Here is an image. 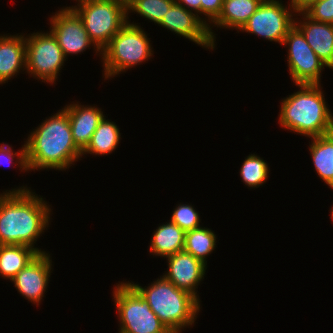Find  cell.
<instances>
[{
    "instance_id": "cell-3",
    "label": "cell",
    "mask_w": 333,
    "mask_h": 333,
    "mask_svg": "<svg viewBox=\"0 0 333 333\" xmlns=\"http://www.w3.org/2000/svg\"><path fill=\"white\" fill-rule=\"evenodd\" d=\"M297 92L282 99L279 124L286 130L315 138L333 132V116L321 84H300Z\"/></svg>"
},
{
    "instance_id": "cell-21",
    "label": "cell",
    "mask_w": 333,
    "mask_h": 333,
    "mask_svg": "<svg viewBox=\"0 0 333 333\" xmlns=\"http://www.w3.org/2000/svg\"><path fill=\"white\" fill-rule=\"evenodd\" d=\"M39 253L25 245H0V276L10 281Z\"/></svg>"
},
{
    "instance_id": "cell-6",
    "label": "cell",
    "mask_w": 333,
    "mask_h": 333,
    "mask_svg": "<svg viewBox=\"0 0 333 333\" xmlns=\"http://www.w3.org/2000/svg\"><path fill=\"white\" fill-rule=\"evenodd\" d=\"M71 8L82 19L95 46L102 49L128 22L126 0H76Z\"/></svg>"
},
{
    "instance_id": "cell-5",
    "label": "cell",
    "mask_w": 333,
    "mask_h": 333,
    "mask_svg": "<svg viewBox=\"0 0 333 333\" xmlns=\"http://www.w3.org/2000/svg\"><path fill=\"white\" fill-rule=\"evenodd\" d=\"M147 35L139 25L128 20L112 37L101 51L105 80L151 58L154 53Z\"/></svg>"
},
{
    "instance_id": "cell-20",
    "label": "cell",
    "mask_w": 333,
    "mask_h": 333,
    "mask_svg": "<svg viewBox=\"0 0 333 333\" xmlns=\"http://www.w3.org/2000/svg\"><path fill=\"white\" fill-rule=\"evenodd\" d=\"M311 140L309 151L315 171L333 189V132Z\"/></svg>"
},
{
    "instance_id": "cell-4",
    "label": "cell",
    "mask_w": 333,
    "mask_h": 333,
    "mask_svg": "<svg viewBox=\"0 0 333 333\" xmlns=\"http://www.w3.org/2000/svg\"><path fill=\"white\" fill-rule=\"evenodd\" d=\"M128 283L171 333H181L184 327L194 325L200 311V301L189 292L177 288L163 276L146 288L134 282Z\"/></svg>"
},
{
    "instance_id": "cell-14",
    "label": "cell",
    "mask_w": 333,
    "mask_h": 333,
    "mask_svg": "<svg viewBox=\"0 0 333 333\" xmlns=\"http://www.w3.org/2000/svg\"><path fill=\"white\" fill-rule=\"evenodd\" d=\"M166 259L168 270L163 277L200 301L196 289L200 281L202 282L204 279L207 265L184 250L168 256Z\"/></svg>"
},
{
    "instance_id": "cell-30",
    "label": "cell",
    "mask_w": 333,
    "mask_h": 333,
    "mask_svg": "<svg viewBox=\"0 0 333 333\" xmlns=\"http://www.w3.org/2000/svg\"><path fill=\"white\" fill-rule=\"evenodd\" d=\"M175 2L182 5L187 10L191 9L190 11H194L196 15H201V0H175Z\"/></svg>"
},
{
    "instance_id": "cell-17",
    "label": "cell",
    "mask_w": 333,
    "mask_h": 333,
    "mask_svg": "<svg viewBox=\"0 0 333 333\" xmlns=\"http://www.w3.org/2000/svg\"><path fill=\"white\" fill-rule=\"evenodd\" d=\"M26 40L22 35L0 36V84L26 71Z\"/></svg>"
},
{
    "instance_id": "cell-18",
    "label": "cell",
    "mask_w": 333,
    "mask_h": 333,
    "mask_svg": "<svg viewBox=\"0 0 333 333\" xmlns=\"http://www.w3.org/2000/svg\"><path fill=\"white\" fill-rule=\"evenodd\" d=\"M263 0H224L219 16L208 26L209 34L215 43V34L212 32L211 25L217 28L236 29L237 31L248 21L250 16L255 13Z\"/></svg>"
},
{
    "instance_id": "cell-8",
    "label": "cell",
    "mask_w": 333,
    "mask_h": 333,
    "mask_svg": "<svg viewBox=\"0 0 333 333\" xmlns=\"http://www.w3.org/2000/svg\"><path fill=\"white\" fill-rule=\"evenodd\" d=\"M26 72L33 78L55 83L66 57L51 31L25 35Z\"/></svg>"
},
{
    "instance_id": "cell-27",
    "label": "cell",
    "mask_w": 333,
    "mask_h": 333,
    "mask_svg": "<svg viewBox=\"0 0 333 333\" xmlns=\"http://www.w3.org/2000/svg\"><path fill=\"white\" fill-rule=\"evenodd\" d=\"M303 12L312 20L333 24V0H316Z\"/></svg>"
},
{
    "instance_id": "cell-12",
    "label": "cell",
    "mask_w": 333,
    "mask_h": 333,
    "mask_svg": "<svg viewBox=\"0 0 333 333\" xmlns=\"http://www.w3.org/2000/svg\"><path fill=\"white\" fill-rule=\"evenodd\" d=\"M158 25L204 48L215 49L216 44L210 37L205 20L176 2L170 7Z\"/></svg>"
},
{
    "instance_id": "cell-26",
    "label": "cell",
    "mask_w": 333,
    "mask_h": 333,
    "mask_svg": "<svg viewBox=\"0 0 333 333\" xmlns=\"http://www.w3.org/2000/svg\"><path fill=\"white\" fill-rule=\"evenodd\" d=\"M198 212L190 204H178L172 213L170 221L177 224L185 233L200 227Z\"/></svg>"
},
{
    "instance_id": "cell-15",
    "label": "cell",
    "mask_w": 333,
    "mask_h": 333,
    "mask_svg": "<svg viewBox=\"0 0 333 333\" xmlns=\"http://www.w3.org/2000/svg\"><path fill=\"white\" fill-rule=\"evenodd\" d=\"M297 13L302 16V20L295 18L294 25L302 32L316 55L333 69V24L312 20L303 11Z\"/></svg>"
},
{
    "instance_id": "cell-28",
    "label": "cell",
    "mask_w": 333,
    "mask_h": 333,
    "mask_svg": "<svg viewBox=\"0 0 333 333\" xmlns=\"http://www.w3.org/2000/svg\"><path fill=\"white\" fill-rule=\"evenodd\" d=\"M7 143L0 144V165L12 164L14 159H16L13 163H16L21 171H29L28 163H27V153H26V143L22 145L20 151L13 152L11 149L12 146L6 145ZM16 157V158H15ZM18 162V163H17Z\"/></svg>"
},
{
    "instance_id": "cell-24",
    "label": "cell",
    "mask_w": 333,
    "mask_h": 333,
    "mask_svg": "<svg viewBox=\"0 0 333 333\" xmlns=\"http://www.w3.org/2000/svg\"><path fill=\"white\" fill-rule=\"evenodd\" d=\"M270 169L264 159L249 154L240 168L243 183L250 188H258L266 183Z\"/></svg>"
},
{
    "instance_id": "cell-25",
    "label": "cell",
    "mask_w": 333,
    "mask_h": 333,
    "mask_svg": "<svg viewBox=\"0 0 333 333\" xmlns=\"http://www.w3.org/2000/svg\"><path fill=\"white\" fill-rule=\"evenodd\" d=\"M127 14L137 13L140 16L158 24L175 0H126Z\"/></svg>"
},
{
    "instance_id": "cell-9",
    "label": "cell",
    "mask_w": 333,
    "mask_h": 333,
    "mask_svg": "<svg viewBox=\"0 0 333 333\" xmlns=\"http://www.w3.org/2000/svg\"><path fill=\"white\" fill-rule=\"evenodd\" d=\"M295 15L297 11L290 4L288 8L279 0H263L239 31L282 45L288 31L294 26Z\"/></svg>"
},
{
    "instance_id": "cell-13",
    "label": "cell",
    "mask_w": 333,
    "mask_h": 333,
    "mask_svg": "<svg viewBox=\"0 0 333 333\" xmlns=\"http://www.w3.org/2000/svg\"><path fill=\"white\" fill-rule=\"evenodd\" d=\"M52 269L49 253L39 254L12 280L18 292L32 304L40 305L48 287Z\"/></svg>"
},
{
    "instance_id": "cell-29",
    "label": "cell",
    "mask_w": 333,
    "mask_h": 333,
    "mask_svg": "<svg viewBox=\"0 0 333 333\" xmlns=\"http://www.w3.org/2000/svg\"><path fill=\"white\" fill-rule=\"evenodd\" d=\"M223 2L224 0H201V16H207L204 19L208 26L219 16Z\"/></svg>"
},
{
    "instance_id": "cell-7",
    "label": "cell",
    "mask_w": 333,
    "mask_h": 333,
    "mask_svg": "<svg viewBox=\"0 0 333 333\" xmlns=\"http://www.w3.org/2000/svg\"><path fill=\"white\" fill-rule=\"evenodd\" d=\"M112 295L119 315L118 333H171L128 282H119Z\"/></svg>"
},
{
    "instance_id": "cell-31",
    "label": "cell",
    "mask_w": 333,
    "mask_h": 333,
    "mask_svg": "<svg viewBox=\"0 0 333 333\" xmlns=\"http://www.w3.org/2000/svg\"><path fill=\"white\" fill-rule=\"evenodd\" d=\"M316 0H291L289 4L298 12L303 11L307 6Z\"/></svg>"
},
{
    "instance_id": "cell-22",
    "label": "cell",
    "mask_w": 333,
    "mask_h": 333,
    "mask_svg": "<svg viewBox=\"0 0 333 333\" xmlns=\"http://www.w3.org/2000/svg\"><path fill=\"white\" fill-rule=\"evenodd\" d=\"M120 139L121 133L118 126L104 116L94 131L89 144L82 151V156L87 153L92 155H108L116 150Z\"/></svg>"
},
{
    "instance_id": "cell-10",
    "label": "cell",
    "mask_w": 333,
    "mask_h": 333,
    "mask_svg": "<svg viewBox=\"0 0 333 333\" xmlns=\"http://www.w3.org/2000/svg\"><path fill=\"white\" fill-rule=\"evenodd\" d=\"M282 45L289 46L287 62L294 85L321 84V73L327 66L295 25L288 31Z\"/></svg>"
},
{
    "instance_id": "cell-11",
    "label": "cell",
    "mask_w": 333,
    "mask_h": 333,
    "mask_svg": "<svg viewBox=\"0 0 333 333\" xmlns=\"http://www.w3.org/2000/svg\"><path fill=\"white\" fill-rule=\"evenodd\" d=\"M50 31L56 37L58 45L61 47L64 56L67 58L70 54H81L87 47L93 46L96 53L101 51L90 40L87 31L84 28L82 19L70 7L62 8L55 15L50 17Z\"/></svg>"
},
{
    "instance_id": "cell-19",
    "label": "cell",
    "mask_w": 333,
    "mask_h": 333,
    "mask_svg": "<svg viewBox=\"0 0 333 333\" xmlns=\"http://www.w3.org/2000/svg\"><path fill=\"white\" fill-rule=\"evenodd\" d=\"M151 237L149 252L155 256L166 258L184 250L185 232L170 220L158 226Z\"/></svg>"
},
{
    "instance_id": "cell-16",
    "label": "cell",
    "mask_w": 333,
    "mask_h": 333,
    "mask_svg": "<svg viewBox=\"0 0 333 333\" xmlns=\"http://www.w3.org/2000/svg\"><path fill=\"white\" fill-rule=\"evenodd\" d=\"M66 105L63 109L67 112L70 121L73 141L83 151L89 144L91 137L103 119L101 108L84 106L78 102Z\"/></svg>"
},
{
    "instance_id": "cell-23",
    "label": "cell",
    "mask_w": 333,
    "mask_h": 333,
    "mask_svg": "<svg viewBox=\"0 0 333 333\" xmlns=\"http://www.w3.org/2000/svg\"><path fill=\"white\" fill-rule=\"evenodd\" d=\"M216 234L205 227H198L185 233L184 251L207 265V258L216 248Z\"/></svg>"
},
{
    "instance_id": "cell-1",
    "label": "cell",
    "mask_w": 333,
    "mask_h": 333,
    "mask_svg": "<svg viewBox=\"0 0 333 333\" xmlns=\"http://www.w3.org/2000/svg\"><path fill=\"white\" fill-rule=\"evenodd\" d=\"M34 193L23 185L0 194V245H25L46 253L34 246L49 227L52 213L47 202Z\"/></svg>"
},
{
    "instance_id": "cell-32",
    "label": "cell",
    "mask_w": 333,
    "mask_h": 333,
    "mask_svg": "<svg viewBox=\"0 0 333 333\" xmlns=\"http://www.w3.org/2000/svg\"><path fill=\"white\" fill-rule=\"evenodd\" d=\"M330 216H331V219L333 221V207L330 209Z\"/></svg>"
},
{
    "instance_id": "cell-2",
    "label": "cell",
    "mask_w": 333,
    "mask_h": 333,
    "mask_svg": "<svg viewBox=\"0 0 333 333\" xmlns=\"http://www.w3.org/2000/svg\"><path fill=\"white\" fill-rule=\"evenodd\" d=\"M24 142L29 171H62L82 158V151L73 141L69 116L64 109L46 118Z\"/></svg>"
}]
</instances>
